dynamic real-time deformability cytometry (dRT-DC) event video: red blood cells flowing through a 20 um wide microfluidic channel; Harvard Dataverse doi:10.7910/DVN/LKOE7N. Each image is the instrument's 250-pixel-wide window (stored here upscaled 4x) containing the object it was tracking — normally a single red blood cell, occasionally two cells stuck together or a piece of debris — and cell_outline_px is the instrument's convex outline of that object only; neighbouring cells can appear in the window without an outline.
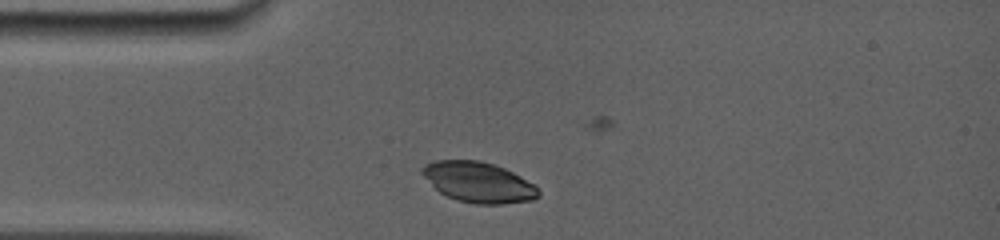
{"species": "common noctule bat (a hibernating species)", "species_latin": "Nyctalus noctula", "temperature_condition": "room temperature", "stored_images_in_passage": 33, "camera_frame_rate_fps": 5000, "um_per_image_px": 0.085, "animal": {"sex": "female", "body_mass_g": 19.0, "forearm_length_mm": 56.7}, "frame": {"image": 1, "passage_image": 6, "time_ms": 1.2, "image_size_px": [1000, 240], "cell_outline_px": [[540, 196], [532, 200], [504, 204], [476, 204], [456, 200], [440, 192], [420, 172], [420, 168], [424, 164], [436, 160], [480, 160], [504, 168], [536, 184], [540, 192]], "centroid_in_image_um": [40.69, 15.49], "position_along_channel_um": 44.3, "area_um2": 27.46}}
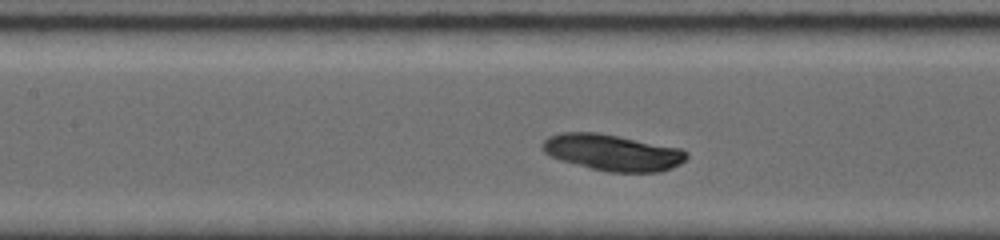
{"frame": {"image": 2, "passage_image": 19, "time_ms": 4.4, "image_size_px": [1000, 240], "cell_outline_px": [[688, 156], [680, 164], [672, 168], [660, 172], [608, 172], [560, 160], [544, 152], [540, 148], [540, 144], [548, 136], [560, 132], [596, 132], [680, 148], [688, 152]], "centroid_in_image_um": [52.04, 12.96], "position_along_channel_um": 155.4, "area_um2": 30.46}}
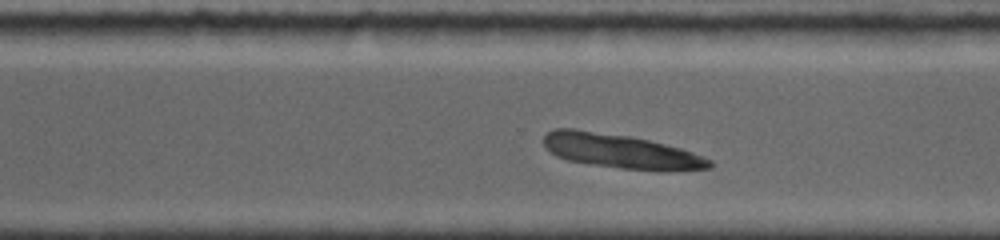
{"frame": {"image": 3, "passage_image": 33, "time_ms": 8.6, "image_size_px": [1000, 240], "cell_outline_px": [[712, 168], [620, 168], [568, 160], [556, 156], [544, 148], [544, 136], [548, 132], [556, 128], [576, 128], [632, 136], [680, 148], [692, 152], [712, 160]], "centroid_in_image_um": [52.62, 12.79], "position_along_channel_um": 318.0, "area_um2": 32.08}}